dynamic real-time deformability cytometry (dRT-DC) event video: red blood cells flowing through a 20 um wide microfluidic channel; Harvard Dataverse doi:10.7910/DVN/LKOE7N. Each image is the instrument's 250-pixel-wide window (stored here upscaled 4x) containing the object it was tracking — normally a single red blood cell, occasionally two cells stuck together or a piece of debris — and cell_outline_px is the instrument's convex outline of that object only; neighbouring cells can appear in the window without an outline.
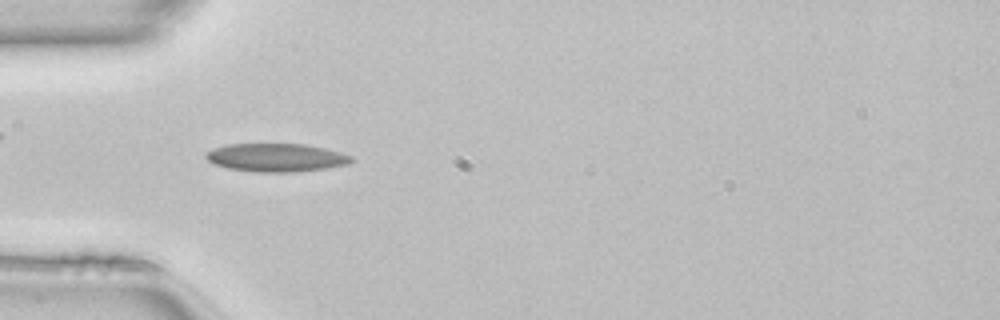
{"species": "common noctule bat (a hibernating species)", "species_latin": "Nyctalus noctula", "temperature_condition": "room temperature", "stored_images_in_passage": 41, "camera_frame_rate_fps": 3000, "um_per_image_px": 0.085, "animal": {"sex": "female", "body_mass_g": 22.7, "forearm_length_mm": 54.2}, "frame": {"image": 1, "passage_image": 7, "time_ms": 2.0, "image_size_px": [1000, 320], "cell_outline_px": [[352, 160], [348, 164], [324, 168], [292, 172], [260, 172], [228, 168], [212, 164], [204, 156], [204, 152], [212, 148], [228, 144], [304, 144], [324, 148], [340, 152], [352, 156]], "centroid_in_image_um": [23.41, 13.38], "position_along_channel_um": 61.6, "area_um2": 23.87}, "authors_computed_cell_mechanics": {"area_um2": 21.8484, "velocity_mm_per_s": 4.1362, "shape_relaxation_time_tau1_ms": null, "shape_relaxation_time_tau2_ms": 7.8753, "deformation_change_tau1": null, "deformation_change_tau2": 0.1749}}